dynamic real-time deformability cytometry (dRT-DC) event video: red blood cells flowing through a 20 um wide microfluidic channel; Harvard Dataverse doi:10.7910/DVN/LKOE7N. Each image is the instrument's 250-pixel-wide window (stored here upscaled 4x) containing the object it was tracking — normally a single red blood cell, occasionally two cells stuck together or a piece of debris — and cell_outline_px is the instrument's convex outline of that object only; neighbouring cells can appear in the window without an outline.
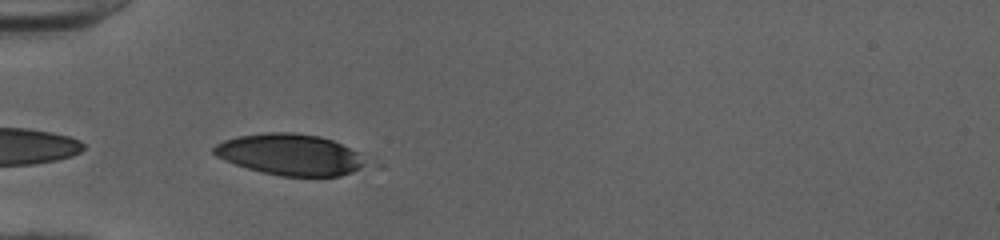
{"species": "human", "species_latin": "Homo sapiens", "temperature_condition": "cold", "stored_images_in_passage": 7, "camera_frame_rate_fps": 3000, "um_per_image_px": 0.085, "donor": {"sex": "female"}, "frame": {"image": 1, "passage_image": 1, "time_ms": 0.0, "image_size_px": [1000, 240], "cell_outline_px": [[368, 160], [360, 168], [352, 172], [340, 176], [280, 176], [248, 168], [236, 164], [216, 156], [212, 152], [212, 148], [216, 144], [224, 140], [236, 136], [264, 132], [292, 132], [320, 136], [332, 140], [364, 156]], "centroid_in_image_um": [24.64, 13.13], "position_along_channel_um": 60.4, "area_um2": 36.36}}
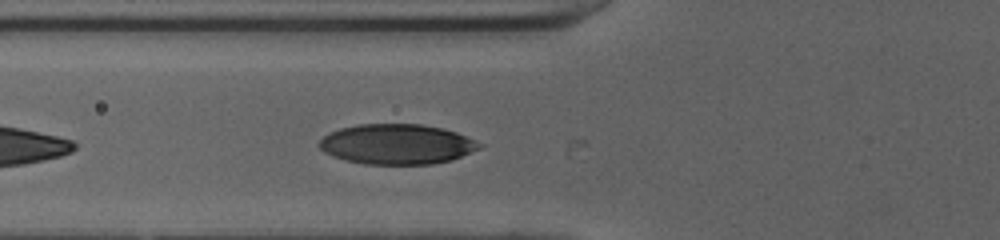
{"frame": {"image": 2, "passage_image": 4, "time_ms": 1.0, "image_size_px": [1000, 240], "cell_outline_px": [[484, 144], [480, 148], [452, 160], [432, 164], [364, 164], [344, 160], [332, 156], [324, 152], [316, 144], [328, 132], [340, 128], [360, 124], [420, 124], [444, 128], [456, 132], [476, 140]], "centroid_in_image_um": [33.72, 12.25], "position_along_channel_um": 92.1, "area_um2": 37.74}}